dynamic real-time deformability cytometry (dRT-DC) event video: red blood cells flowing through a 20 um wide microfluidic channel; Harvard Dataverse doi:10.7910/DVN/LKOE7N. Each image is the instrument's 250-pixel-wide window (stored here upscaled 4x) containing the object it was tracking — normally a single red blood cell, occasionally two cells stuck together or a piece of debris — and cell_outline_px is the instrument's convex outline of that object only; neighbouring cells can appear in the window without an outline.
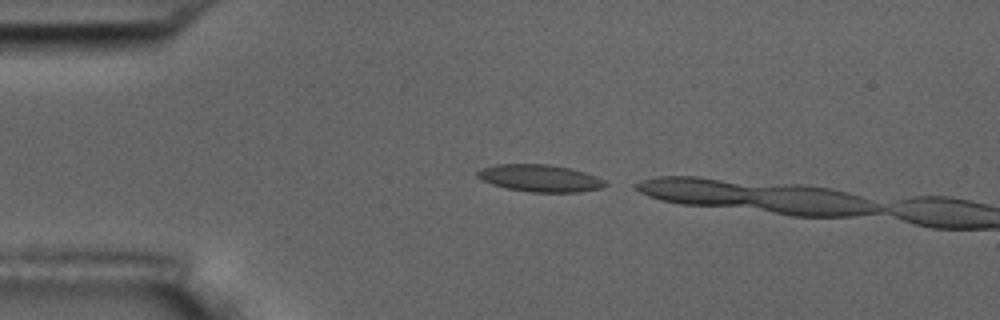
{"species": "common noctule bat (a hibernating species)", "species_latin": "Nyctalus noctula", "temperature_condition": "room temperature", "stored_images_in_passage": 2, "camera_frame_rate_fps": 3000, "um_per_image_px": 0.085, "animal": {"sex": "male", "body_mass_g": 17.5, "forearm_length_mm": 52.3}, "frame": {"image": 1, "passage_image": 1, "time_ms": 0.0, "image_size_px": [1000, 320], "cell_outline_px": [[608, 184], [600, 188], [580, 192], [532, 192], [508, 188], [492, 184], [476, 176], [476, 172], [484, 168], [496, 164], [548, 164], [568, 168], [584, 172], [596, 176], [604, 180]], "centroid_in_image_um": [45.91, 15.14], "position_along_channel_um": 39.1, "area_um2": 19.94}}